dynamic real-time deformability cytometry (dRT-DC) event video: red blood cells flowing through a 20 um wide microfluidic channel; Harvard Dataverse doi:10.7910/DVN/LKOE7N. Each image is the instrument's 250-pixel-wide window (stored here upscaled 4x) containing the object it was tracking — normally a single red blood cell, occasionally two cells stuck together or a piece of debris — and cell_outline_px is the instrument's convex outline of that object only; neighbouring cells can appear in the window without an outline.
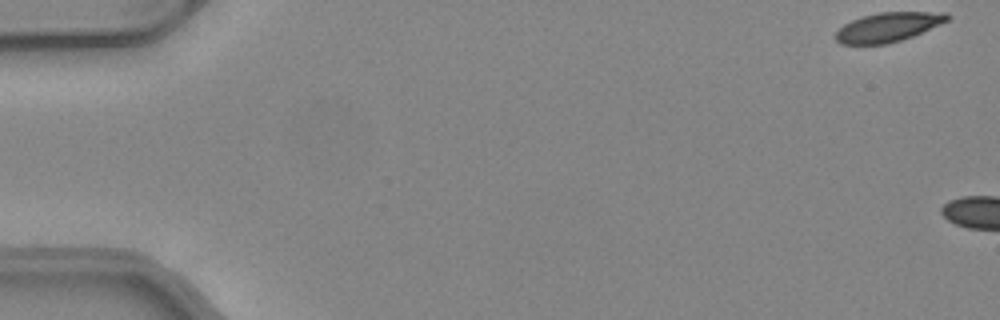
{"species": "common noctule bat (a hibernating species)", "species_latin": "Nyctalus noctula", "temperature_condition": "warm", "stored_images_in_passage": 4, "camera_frame_rate_fps": 3000, "um_per_image_px": 0.085, "animal": {"sex": "female", "body_mass_g": 24.6, "forearm_length_mm": 56.2}, "frame": {"image": 1, "passage_image": 1, "time_ms": 0.0, "image_size_px": [1000, 320], "cell_outline_px": [[952, 16], [948, 20], [940, 24], [912, 36], [888, 44], [840, 44], [832, 36], [844, 24], [852, 20], [864, 16], [880, 12], [948, 12]], "centroid_in_image_um": [75.48, 2.3], "position_along_channel_um": 9.5, "area_um2": 19.02}}